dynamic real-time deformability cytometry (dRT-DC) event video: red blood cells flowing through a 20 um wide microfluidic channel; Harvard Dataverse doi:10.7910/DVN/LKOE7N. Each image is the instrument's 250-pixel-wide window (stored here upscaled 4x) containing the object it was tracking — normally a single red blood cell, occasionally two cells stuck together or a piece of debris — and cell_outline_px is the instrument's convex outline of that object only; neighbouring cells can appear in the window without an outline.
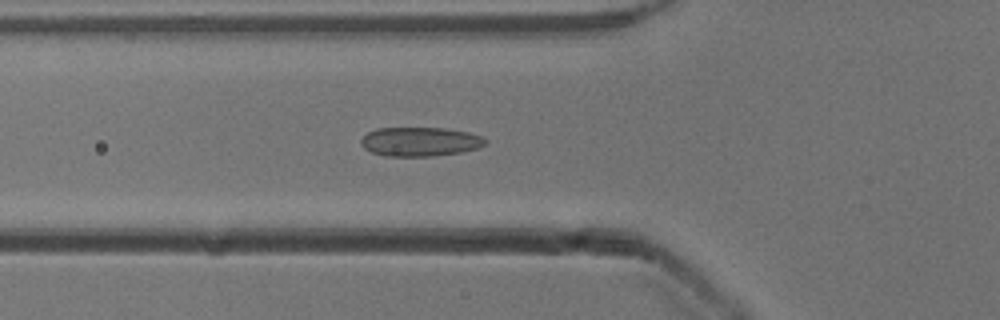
{"species": "common noctule bat (a hibernating species)", "species_latin": "Nyctalus noctula", "temperature_condition": "cold", "stored_images_in_passage": 48, "camera_frame_rate_fps": 3000, "um_per_image_px": 0.085, "animal": {"sex": "male", "body_mass_g": 13.3}, "frame": {"image": 1, "passage_image": 18, "time_ms": 5.667, "image_size_px": [1000, 320], "cell_outline_px": [[488, 140], [484, 144], [476, 148], [460, 152], [432, 156], [384, 156], [372, 152], [364, 148], [360, 144], [360, 140], [368, 132], [376, 128], [444, 128], [468, 132], [480, 136]], "centroid_in_image_um": [35.66, 12.04], "position_along_channel_um": 90.1, "area_um2": 20.98}}
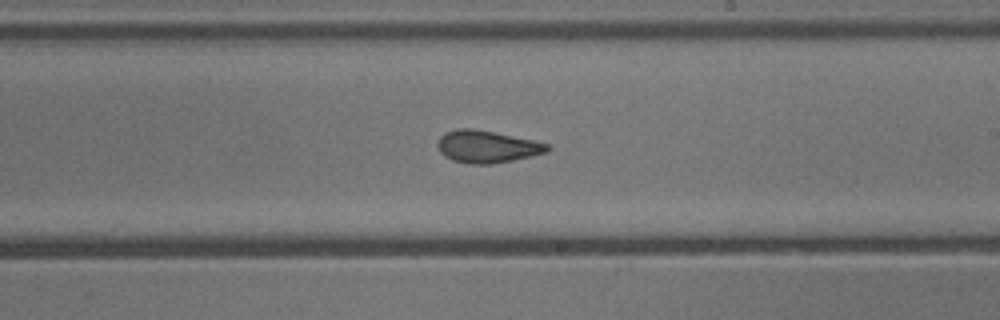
{"frame": {"image": 2, "passage_image": 30, "time_ms": 9.667, "image_size_px": [1000, 320], "cell_outline_px": [[552, 148], [548, 152], [532, 156], [492, 164], [468, 164], [452, 160], [444, 156], [440, 152], [436, 144], [440, 136], [444, 132], [456, 128], [472, 128], [532, 140], [548, 144]], "centroid_in_image_um": [41.36, 12.47], "position_along_channel_um": 247.6, "area_um2": 20.69}}
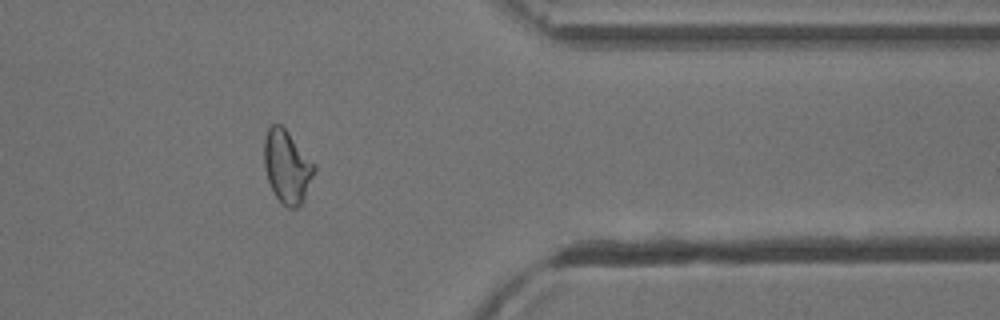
{"frame": {"image": 3, "passage_image": 42, "time_ms": 13.667, "image_size_px": [1000, 320], "cell_outline_px": [[316, 168], [304, 200], [296, 208], [288, 208], [276, 196], [268, 180], [264, 164], [264, 140], [268, 128], [272, 124], [280, 124], [288, 132], [316, 164]], "centroid_in_image_um": [24.41, 14.15], "position_along_channel_um": 387.0, "area_um2": 21.1}}